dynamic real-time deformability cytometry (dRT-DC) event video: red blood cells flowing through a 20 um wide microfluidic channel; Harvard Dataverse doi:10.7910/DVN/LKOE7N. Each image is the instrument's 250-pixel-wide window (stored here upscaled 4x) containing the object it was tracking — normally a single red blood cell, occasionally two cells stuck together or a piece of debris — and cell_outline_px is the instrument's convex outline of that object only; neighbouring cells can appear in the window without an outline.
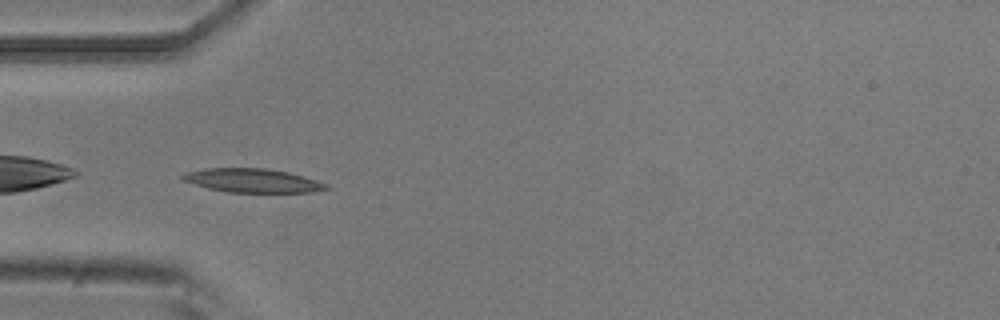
{"species": "common noctule bat (a hibernating species)", "species_latin": "Nyctalus noctula", "temperature_condition": "room temperature", "stored_images_in_passage": 7, "camera_frame_rate_fps": 3000, "um_per_image_px": 0.085, "animal": {"sex": "male", "body_mass_g": 20.5, "forearm_length_mm": 52.5}, "frame": {"image": 1, "passage_image": 5, "time_ms": 1.333, "image_size_px": [1000, 320], "cell_outline_px": [[332, 188], [312, 192], [228, 192], [208, 188], [180, 180], [180, 176], [188, 172], [204, 168], [268, 168], [288, 172], [304, 176], [328, 184]], "centroid_in_image_um": [21.48, 15.34], "position_along_channel_um": 63.5, "area_um2": 20.0}}
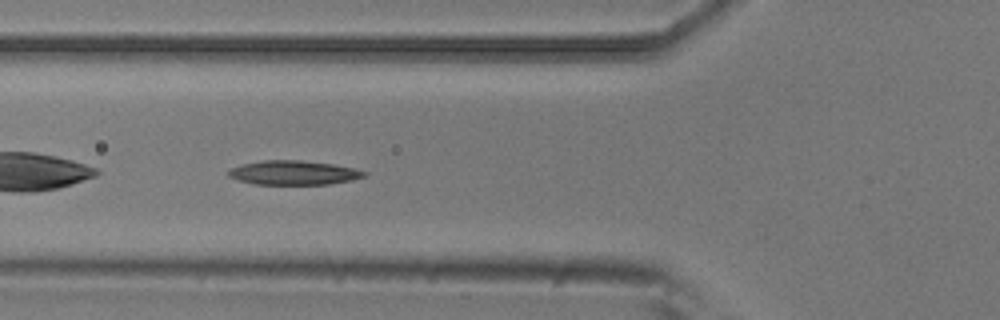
{"frame": {"image": 2, "passage_image": 6, "time_ms": 1.667, "image_size_px": [1000, 320], "cell_outline_px": [[368, 172], [364, 176], [352, 180], [328, 184], [256, 184], [240, 180], [228, 176], [224, 172], [232, 168], [244, 164], [264, 160], [300, 160], [332, 164], [356, 168]], "centroid_in_image_um": [24.97, 14.68], "position_along_channel_um": 100.8, "area_um2": 19.02}}
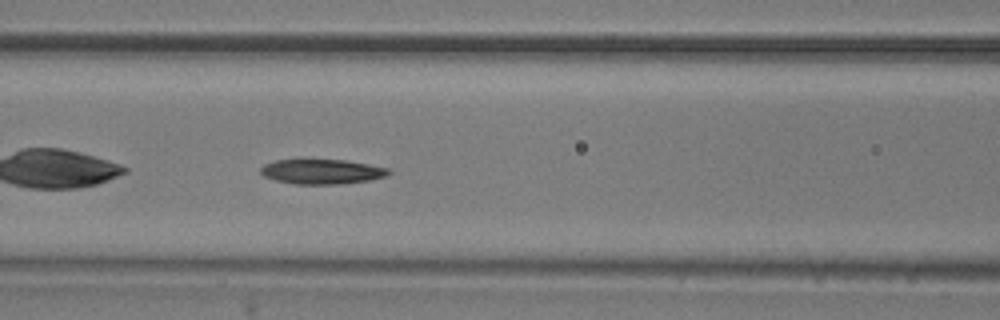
{"frame": {"image": 3, "passage_image": 7, "time_ms": 2.0, "image_size_px": [1000, 320], "cell_outline_px": [[392, 172], [384, 176], [368, 180], [340, 184], [296, 184], [276, 180], [264, 176], [260, 172], [260, 168], [264, 164], [276, 160], [344, 160], [368, 164], [388, 168]], "centroid_in_image_um": [27.34, 14.59], "position_along_channel_um": 139.3, "area_um2": 18.26}}